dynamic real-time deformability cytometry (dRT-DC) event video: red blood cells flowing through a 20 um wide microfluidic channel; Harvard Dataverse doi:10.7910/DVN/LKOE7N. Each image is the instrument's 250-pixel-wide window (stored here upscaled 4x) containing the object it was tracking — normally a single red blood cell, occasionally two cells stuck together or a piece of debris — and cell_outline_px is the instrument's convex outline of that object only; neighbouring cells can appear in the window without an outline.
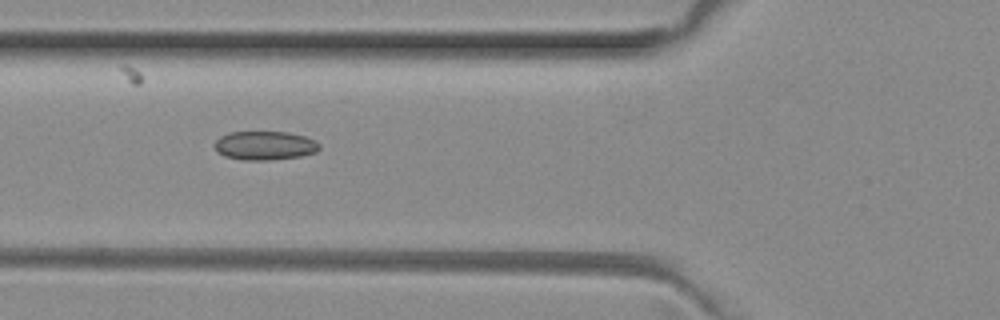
{"species": "common noctule bat (a hibernating species)", "species_latin": "Nyctalus noctula", "temperature_condition": "room temperature", "stored_images_in_passage": 8, "camera_frame_rate_fps": 3000, "um_per_image_px": 0.085, "animal": {"sex": "female", "body_mass_g": 29.2, "forearm_length_mm": 56.3}, "frame": {"image": 1, "passage_image": 5, "time_ms": 1.333, "image_size_px": [1000, 320], "cell_outline_px": [[320, 148], [316, 152], [300, 156], [268, 160], [244, 160], [224, 156], [216, 152], [216, 140], [220, 136], [228, 132], [288, 132], [304, 136], [316, 140], [320, 144]], "centroid_in_image_um": [22.52, 12.37], "position_along_channel_um": 103.3, "area_um2": 17.63}}
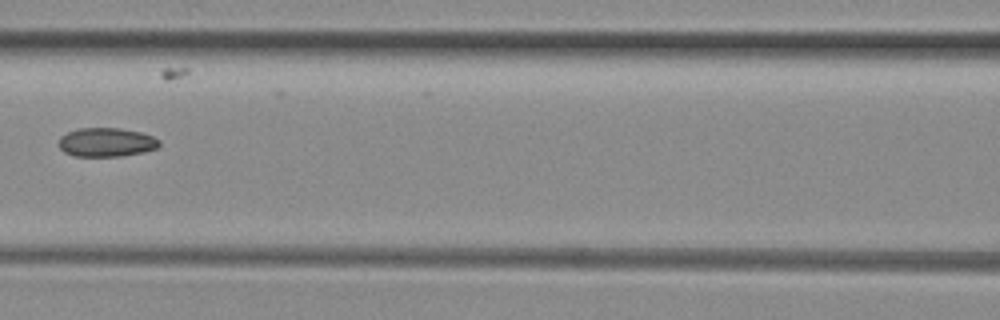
{"frame": {"image": 2, "passage_image": 6, "time_ms": 1.667, "image_size_px": [1000, 320], "cell_outline_px": [[160, 144], [156, 148], [144, 152], [120, 156], [72, 156], [64, 152], [60, 148], [60, 136], [76, 128], [120, 128], [140, 132], [152, 136], [160, 140]], "centroid_in_image_um": [9.04, 12.09], "position_along_channel_um": 157.6, "area_um2": 16.94}}
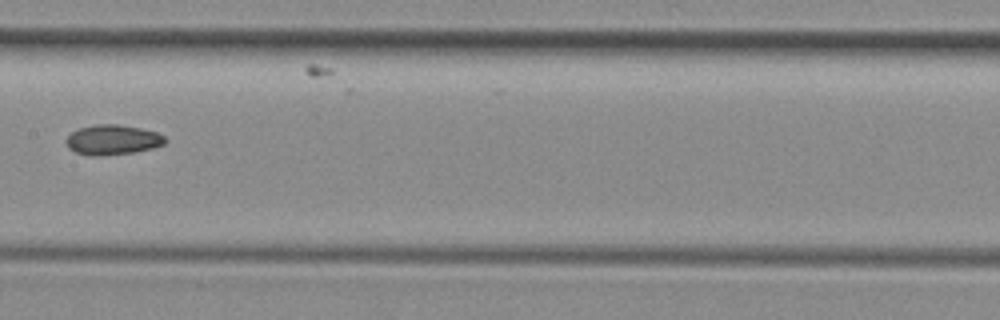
{"frame": {"image": 3, "passage_image": 7, "time_ms": 2.0, "image_size_px": [1000, 320], "cell_outline_px": [[168, 140], [164, 144], [152, 148], [136, 152], [104, 156], [88, 156], [76, 152], [68, 148], [64, 140], [72, 132], [80, 128], [96, 124], [116, 124], [140, 128], [156, 132], [164, 136]], "centroid_in_image_um": [9.56, 11.9], "position_along_channel_um": 197.8, "area_um2": 17.46}}